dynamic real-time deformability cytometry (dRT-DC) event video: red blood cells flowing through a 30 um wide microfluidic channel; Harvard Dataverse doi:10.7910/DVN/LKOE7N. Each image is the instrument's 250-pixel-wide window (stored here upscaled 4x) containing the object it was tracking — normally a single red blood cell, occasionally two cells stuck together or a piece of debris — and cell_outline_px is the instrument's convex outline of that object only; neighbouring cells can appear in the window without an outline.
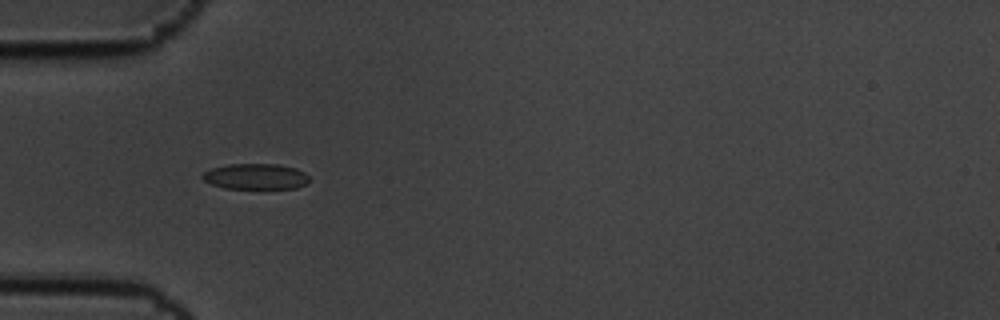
{"species": "common noctule bat (a hibernating species)", "species_latin": "Nyctalus noctula", "temperature_condition": "cold", "stored_images_in_passage": 3, "camera_frame_rate_fps": 3000, "um_per_image_px": 0.085, "animal": {"sex": "male", "body_mass_g": 19.5, "forearm_length_mm": 54.6}, "frame": {"image": 1, "passage_image": 3, "time_ms": 0.667, "image_size_px": [1000, 320], "cell_outline_px": [[308, 180], [304, 184], [296, 188], [224, 188], [212, 184], [204, 180], [200, 176], [204, 172], [212, 168], [228, 164], [276, 164], [296, 168], [304, 172], [308, 176]], "centroid_in_image_um": [21.71, 14.99], "position_along_channel_um": 63.3, "area_um2": 15.84}}